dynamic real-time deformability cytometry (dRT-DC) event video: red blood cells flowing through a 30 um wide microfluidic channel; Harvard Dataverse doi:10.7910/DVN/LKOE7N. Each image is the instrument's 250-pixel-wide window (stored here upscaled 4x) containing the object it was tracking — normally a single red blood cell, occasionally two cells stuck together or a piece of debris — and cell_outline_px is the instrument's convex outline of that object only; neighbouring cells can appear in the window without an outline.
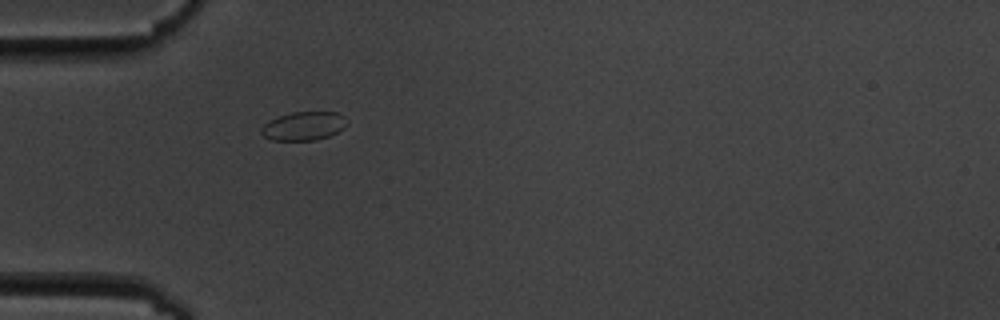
{"species": "common noctule bat (a hibernating species)", "species_latin": "Nyctalus noctula", "temperature_condition": "cold", "stored_images_in_passage": 1, "camera_frame_rate_fps": 3000, "um_per_image_px": 0.085, "animal": {"sex": "male", "body_mass_g": 19.5, "forearm_length_mm": 54.6}, "frame": {"image": 1, "passage_image": 1, "time_ms": 0.0, "image_size_px": [1000, 320], "cell_outline_px": [[348, 124], [344, 128], [328, 136], [316, 140], [272, 140], [264, 136], [260, 132], [260, 128], [268, 120], [292, 112], [336, 112], [344, 116], [348, 120]], "centroid_in_image_um": [25.82, 10.71], "position_along_channel_um": 59.2, "area_um2": 14.33}}